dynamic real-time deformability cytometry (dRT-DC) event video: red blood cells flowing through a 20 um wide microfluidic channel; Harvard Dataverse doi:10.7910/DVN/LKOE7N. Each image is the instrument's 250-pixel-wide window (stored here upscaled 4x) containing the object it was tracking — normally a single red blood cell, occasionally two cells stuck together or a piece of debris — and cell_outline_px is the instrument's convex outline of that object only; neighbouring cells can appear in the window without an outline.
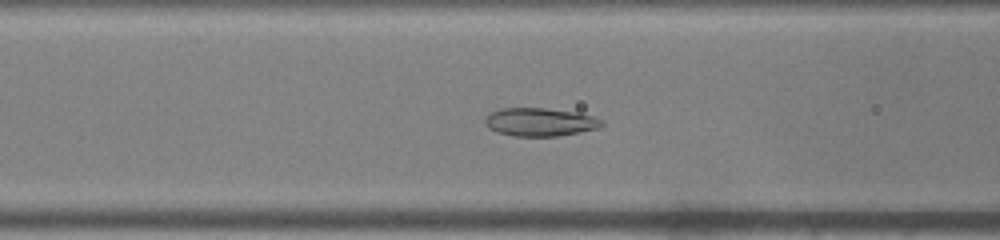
{"species": "common noctule bat (a hibernating species)", "species_latin": "Nyctalus noctula", "temperature_condition": "warm", "stored_images_in_passage": 45, "camera_frame_rate_fps": 3000, "um_per_image_px": 0.085, "animal": {"sex": "male", "body_mass_g": 19.0, "forearm_length_mm": 50.8}, "frame": {"image": 1, "passage_image": 15, "time_ms": 4.667, "image_size_px": [1000, 240], "cell_outline_px": [[604, 124], [596, 128], [580, 132], [556, 136], [512, 136], [496, 132], [488, 128], [484, 124], [484, 120], [492, 112], [500, 108], [544, 108], [576, 112], [592, 116], [604, 120]], "centroid_in_image_um": [45.88, 10.37], "position_along_channel_um": 120.7, "area_um2": 19.19}}
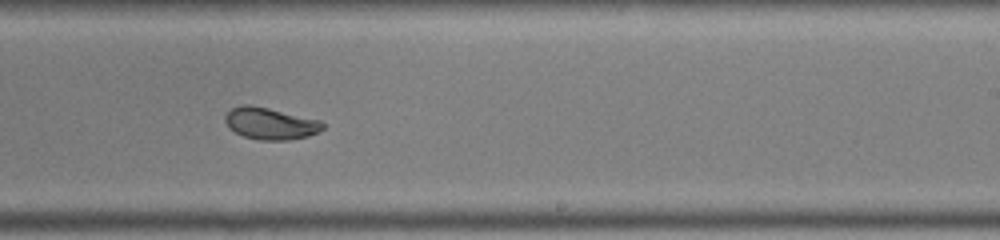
{"frame": {"image": 2, "passage_image": 26, "time_ms": 8.333, "image_size_px": [1000, 240], "cell_outline_px": [[324, 128], [308, 136], [292, 140], [260, 140], [244, 136], [228, 128], [224, 120], [224, 116], [232, 108], [244, 104], [252, 104], [320, 120], [324, 124]], "centroid_in_image_um": [22.96, 10.49], "position_along_channel_um": 266.0, "area_um2": 18.15}}
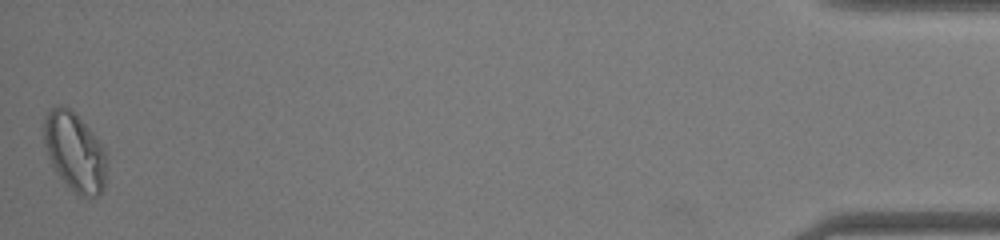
{"frame": {"image": 3, "passage_image": 45, "time_ms": 14.667, "image_size_px": [1000, 240], "cell_outline_px": [[104, 188], [100, 196], [80, 196], [60, 176], [52, 164], [48, 156], [44, 144], [44, 116], [52, 108], [60, 104], [64, 104], [92, 132], [104, 148]], "centroid_in_image_um": [6.32, 12.88], "position_along_channel_um": 428.9, "area_um2": 27.92}, "authors_computed_cell_mechanics": {"area_um2": 20.23, "velocity_mm_per_s": 3.976, "shape_relaxation_time_tau1_ms": null, "shape_relaxation_time_tau2_ms": 0.7509, "deformation_change_tau1": null, "deformation_change_tau2": 0.0402}}